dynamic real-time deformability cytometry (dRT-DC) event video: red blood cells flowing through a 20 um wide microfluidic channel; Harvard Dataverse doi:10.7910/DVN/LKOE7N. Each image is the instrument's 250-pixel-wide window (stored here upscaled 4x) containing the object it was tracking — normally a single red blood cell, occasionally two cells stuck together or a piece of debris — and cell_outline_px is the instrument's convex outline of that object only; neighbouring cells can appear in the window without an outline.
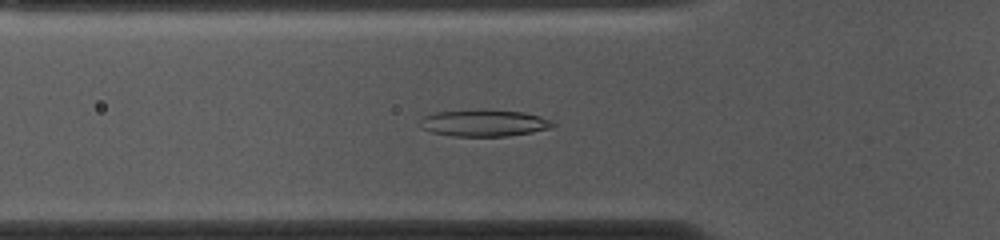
{"species": "common noctule bat (a hibernating species)", "species_latin": "Nyctalus noctula", "temperature_condition": "cold", "stored_images_in_passage": 53, "camera_frame_rate_fps": 3000, "um_per_image_px": 0.085, "animal": {"sex": "female", "body_mass_g": 10.0, "forearm_length_mm": 53.1}, "frame": {"image": 1, "passage_image": 17, "time_ms": 5.333, "image_size_px": [1000, 240], "cell_outline_px": [[556, 124], [552, 128], [532, 132], [508, 136], [452, 136], [432, 132], [420, 128], [420, 120], [424, 116], [436, 112], [524, 112], [540, 116], [552, 120]], "centroid_in_image_um": [41.18, 10.5], "position_along_channel_um": 84.6, "area_um2": 19.88}}
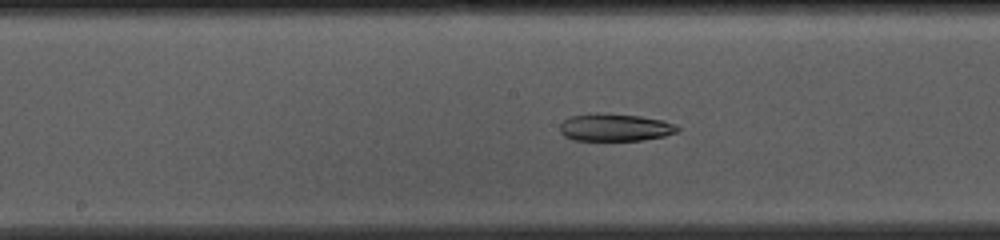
{"frame": {"image": 2, "passage_image": 26, "time_ms": 8.333, "image_size_px": [1000, 240], "cell_outline_px": [[680, 128], [676, 132], [664, 136], [644, 140], [572, 140], [564, 136], [560, 132], [560, 124], [568, 116], [596, 112], [600, 112], [640, 116], [664, 120], [676, 124]], "centroid_in_image_um": [52.26, 10.81], "position_along_channel_um": 195.9, "area_um2": 19.13}}
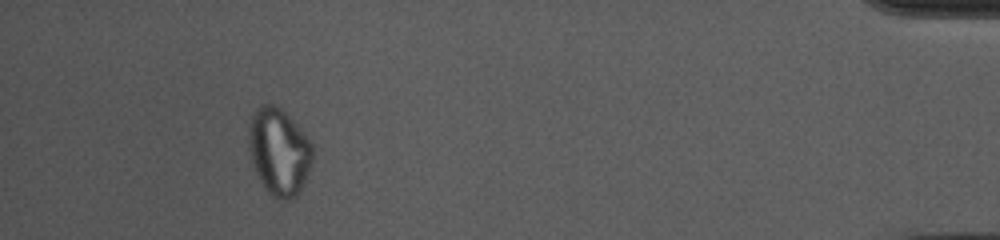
{"frame": {"image": 3, "passage_image": 49, "time_ms": 16.0, "image_size_px": [1000, 240], "cell_outline_px": [[312, 164], [304, 184], [288, 200], [276, 200], [264, 188], [252, 164], [248, 144], [248, 128], [252, 112], [260, 104], [272, 104], [280, 108], [304, 132], [312, 144]], "centroid_in_image_um": [23.69, 12.87], "position_along_channel_um": 411.5, "area_um2": 32.48}, "authors_computed_cell_mechanics": {"area_um2": 23.409, "velocity_mm_per_s": 3.6881, "shape_relaxation_time_tau1_ms": null, "shape_relaxation_time_tau2_ms": 3.1215, "deformation_change_tau1": null, "deformation_change_tau2": 0.0935}}